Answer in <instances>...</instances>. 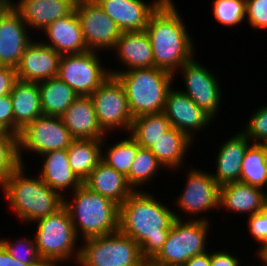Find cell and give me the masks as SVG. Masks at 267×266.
<instances>
[{
	"mask_svg": "<svg viewBox=\"0 0 267 266\" xmlns=\"http://www.w3.org/2000/svg\"><path fill=\"white\" fill-rule=\"evenodd\" d=\"M42 114L60 116L79 96L58 77L38 82Z\"/></svg>",
	"mask_w": 267,
	"mask_h": 266,
	"instance_id": "f546056e",
	"label": "cell"
},
{
	"mask_svg": "<svg viewBox=\"0 0 267 266\" xmlns=\"http://www.w3.org/2000/svg\"><path fill=\"white\" fill-rule=\"evenodd\" d=\"M266 167H267V144H266Z\"/></svg>",
	"mask_w": 267,
	"mask_h": 266,
	"instance_id": "681fc988",
	"label": "cell"
},
{
	"mask_svg": "<svg viewBox=\"0 0 267 266\" xmlns=\"http://www.w3.org/2000/svg\"><path fill=\"white\" fill-rule=\"evenodd\" d=\"M83 184L117 203L119 206L134 192L126 177L101 161L83 181Z\"/></svg>",
	"mask_w": 267,
	"mask_h": 266,
	"instance_id": "4316f807",
	"label": "cell"
},
{
	"mask_svg": "<svg viewBox=\"0 0 267 266\" xmlns=\"http://www.w3.org/2000/svg\"><path fill=\"white\" fill-rule=\"evenodd\" d=\"M118 60L124 70L155 67L152 46L145 30L121 32L114 48Z\"/></svg>",
	"mask_w": 267,
	"mask_h": 266,
	"instance_id": "cb8c5ba5",
	"label": "cell"
},
{
	"mask_svg": "<svg viewBox=\"0 0 267 266\" xmlns=\"http://www.w3.org/2000/svg\"><path fill=\"white\" fill-rule=\"evenodd\" d=\"M41 156L43 164L38 176L51 189L67 196L66 192L71 193L83 184L70 167L67 149L49 151Z\"/></svg>",
	"mask_w": 267,
	"mask_h": 266,
	"instance_id": "603a6c76",
	"label": "cell"
},
{
	"mask_svg": "<svg viewBox=\"0 0 267 266\" xmlns=\"http://www.w3.org/2000/svg\"><path fill=\"white\" fill-rule=\"evenodd\" d=\"M84 42L90 51H111L121 30L95 0H82L75 5Z\"/></svg>",
	"mask_w": 267,
	"mask_h": 266,
	"instance_id": "4fadbf2b",
	"label": "cell"
},
{
	"mask_svg": "<svg viewBox=\"0 0 267 266\" xmlns=\"http://www.w3.org/2000/svg\"><path fill=\"white\" fill-rule=\"evenodd\" d=\"M182 266H210V252L206 251L197 254L187 260Z\"/></svg>",
	"mask_w": 267,
	"mask_h": 266,
	"instance_id": "f6af8a7d",
	"label": "cell"
},
{
	"mask_svg": "<svg viewBox=\"0 0 267 266\" xmlns=\"http://www.w3.org/2000/svg\"><path fill=\"white\" fill-rule=\"evenodd\" d=\"M21 165L19 136L0 132V187L5 179Z\"/></svg>",
	"mask_w": 267,
	"mask_h": 266,
	"instance_id": "e575fe53",
	"label": "cell"
},
{
	"mask_svg": "<svg viewBox=\"0 0 267 266\" xmlns=\"http://www.w3.org/2000/svg\"><path fill=\"white\" fill-rule=\"evenodd\" d=\"M98 51L61 55L57 77L79 96H90L110 75Z\"/></svg>",
	"mask_w": 267,
	"mask_h": 266,
	"instance_id": "9c48e42d",
	"label": "cell"
},
{
	"mask_svg": "<svg viewBox=\"0 0 267 266\" xmlns=\"http://www.w3.org/2000/svg\"><path fill=\"white\" fill-rule=\"evenodd\" d=\"M265 194L264 189L245 183H227L220 186L219 209L251 216L265 208Z\"/></svg>",
	"mask_w": 267,
	"mask_h": 266,
	"instance_id": "d4e9b609",
	"label": "cell"
},
{
	"mask_svg": "<svg viewBox=\"0 0 267 266\" xmlns=\"http://www.w3.org/2000/svg\"><path fill=\"white\" fill-rule=\"evenodd\" d=\"M42 32L48 39L42 42L60 55L88 51L75 9L69 15L49 24Z\"/></svg>",
	"mask_w": 267,
	"mask_h": 266,
	"instance_id": "44dd1931",
	"label": "cell"
},
{
	"mask_svg": "<svg viewBox=\"0 0 267 266\" xmlns=\"http://www.w3.org/2000/svg\"><path fill=\"white\" fill-rule=\"evenodd\" d=\"M247 219L250 235L262 246L267 241V209L264 208L259 213L248 216Z\"/></svg>",
	"mask_w": 267,
	"mask_h": 266,
	"instance_id": "ab89813d",
	"label": "cell"
},
{
	"mask_svg": "<svg viewBox=\"0 0 267 266\" xmlns=\"http://www.w3.org/2000/svg\"><path fill=\"white\" fill-rule=\"evenodd\" d=\"M25 165L14 170L1 187L4 199L22 223L36 220L57 212L64 206V196L51 189L38 176L28 177Z\"/></svg>",
	"mask_w": 267,
	"mask_h": 266,
	"instance_id": "3957f363",
	"label": "cell"
},
{
	"mask_svg": "<svg viewBox=\"0 0 267 266\" xmlns=\"http://www.w3.org/2000/svg\"><path fill=\"white\" fill-rule=\"evenodd\" d=\"M102 10L124 31H143L152 13L164 0H95Z\"/></svg>",
	"mask_w": 267,
	"mask_h": 266,
	"instance_id": "ac0fdd59",
	"label": "cell"
},
{
	"mask_svg": "<svg viewBox=\"0 0 267 266\" xmlns=\"http://www.w3.org/2000/svg\"><path fill=\"white\" fill-rule=\"evenodd\" d=\"M90 97L99 125L107 134L117 129L130 132L133 116L125 89L115 76L106 79Z\"/></svg>",
	"mask_w": 267,
	"mask_h": 266,
	"instance_id": "30bf717a",
	"label": "cell"
},
{
	"mask_svg": "<svg viewBox=\"0 0 267 266\" xmlns=\"http://www.w3.org/2000/svg\"><path fill=\"white\" fill-rule=\"evenodd\" d=\"M11 5L20 13L28 28L42 31L52 22L69 15L76 3L73 0H18Z\"/></svg>",
	"mask_w": 267,
	"mask_h": 266,
	"instance_id": "d6986e66",
	"label": "cell"
},
{
	"mask_svg": "<svg viewBox=\"0 0 267 266\" xmlns=\"http://www.w3.org/2000/svg\"><path fill=\"white\" fill-rule=\"evenodd\" d=\"M76 4L78 3V2H80V1H82V0H73Z\"/></svg>",
	"mask_w": 267,
	"mask_h": 266,
	"instance_id": "f907efd6",
	"label": "cell"
},
{
	"mask_svg": "<svg viewBox=\"0 0 267 266\" xmlns=\"http://www.w3.org/2000/svg\"><path fill=\"white\" fill-rule=\"evenodd\" d=\"M251 144L252 142L240 129L239 132H236L228 140H225L220 146L215 157L216 173H211L212 177L220 186L240 181L243 158Z\"/></svg>",
	"mask_w": 267,
	"mask_h": 266,
	"instance_id": "7402d4cb",
	"label": "cell"
},
{
	"mask_svg": "<svg viewBox=\"0 0 267 266\" xmlns=\"http://www.w3.org/2000/svg\"><path fill=\"white\" fill-rule=\"evenodd\" d=\"M267 192L266 144H251L245 152L240 181ZM264 187V188H263Z\"/></svg>",
	"mask_w": 267,
	"mask_h": 266,
	"instance_id": "1f68e13d",
	"label": "cell"
},
{
	"mask_svg": "<svg viewBox=\"0 0 267 266\" xmlns=\"http://www.w3.org/2000/svg\"><path fill=\"white\" fill-rule=\"evenodd\" d=\"M178 71H181L185 81L186 89L181 91L214 120L219 114L223 95L218 77L194 58Z\"/></svg>",
	"mask_w": 267,
	"mask_h": 266,
	"instance_id": "5bb4252c",
	"label": "cell"
},
{
	"mask_svg": "<svg viewBox=\"0 0 267 266\" xmlns=\"http://www.w3.org/2000/svg\"><path fill=\"white\" fill-rule=\"evenodd\" d=\"M0 266H29L23 262L14 259L5 247L0 243Z\"/></svg>",
	"mask_w": 267,
	"mask_h": 266,
	"instance_id": "ee69618b",
	"label": "cell"
},
{
	"mask_svg": "<svg viewBox=\"0 0 267 266\" xmlns=\"http://www.w3.org/2000/svg\"><path fill=\"white\" fill-rule=\"evenodd\" d=\"M231 254L227 250L210 252V266H241L240 259Z\"/></svg>",
	"mask_w": 267,
	"mask_h": 266,
	"instance_id": "7bdbcfd3",
	"label": "cell"
},
{
	"mask_svg": "<svg viewBox=\"0 0 267 266\" xmlns=\"http://www.w3.org/2000/svg\"><path fill=\"white\" fill-rule=\"evenodd\" d=\"M265 208L267 209V192L265 194Z\"/></svg>",
	"mask_w": 267,
	"mask_h": 266,
	"instance_id": "c3c4849f",
	"label": "cell"
},
{
	"mask_svg": "<svg viewBox=\"0 0 267 266\" xmlns=\"http://www.w3.org/2000/svg\"><path fill=\"white\" fill-rule=\"evenodd\" d=\"M29 238V239H28ZM14 242V243H13ZM0 243L5 247L9 254L20 262L29 266H44L45 263L38 253L34 238L22 237L16 240H10L7 237L0 238Z\"/></svg>",
	"mask_w": 267,
	"mask_h": 266,
	"instance_id": "d590c367",
	"label": "cell"
},
{
	"mask_svg": "<svg viewBox=\"0 0 267 266\" xmlns=\"http://www.w3.org/2000/svg\"><path fill=\"white\" fill-rule=\"evenodd\" d=\"M194 144L186 134L172 127L150 148L165 170L176 171L185 164L184 159L190 146ZM181 167V168H180Z\"/></svg>",
	"mask_w": 267,
	"mask_h": 266,
	"instance_id": "83f0119b",
	"label": "cell"
},
{
	"mask_svg": "<svg viewBox=\"0 0 267 266\" xmlns=\"http://www.w3.org/2000/svg\"><path fill=\"white\" fill-rule=\"evenodd\" d=\"M34 239L38 253L45 264L77 263L80 246L68 210L63 206L57 212L34 222ZM78 246V247H77Z\"/></svg>",
	"mask_w": 267,
	"mask_h": 266,
	"instance_id": "8992f818",
	"label": "cell"
},
{
	"mask_svg": "<svg viewBox=\"0 0 267 266\" xmlns=\"http://www.w3.org/2000/svg\"><path fill=\"white\" fill-rule=\"evenodd\" d=\"M33 39L16 67L18 80L41 82L57 77L61 55L42 41Z\"/></svg>",
	"mask_w": 267,
	"mask_h": 266,
	"instance_id": "e0dca14e",
	"label": "cell"
},
{
	"mask_svg": "<svg viewBox=\"0 0 267 266\" xmlns=\"http://www.w3.org/2000/svg\"><path fill=\"white\" fill-rule=\"evenodd\" d=\"M104 147L106 149L102 151V161L127 177L140 148L135 139L128 133L124 139Z\"/></svg>",
	"mask_w": 267,
	"mask_h": 266,
	"instance_id": "d6a6232c",
	"label": "cell"
},
{
	"mask_svg": "<svg viewBox=\"0 0 267 266\" xmlns=\"http://www.w3.org/2000/svg\"><path fill=\"white\" fill-rule=\"evenodd\" d=\"M172 88L167 93L163 113L170 121L172 127L186 134L192 141H195L194 135L200 131L204 132L203 130H206V126L209 127L213 123V119L182 92L181 89Z\"/></svg>",
	"mask_w": 267,
	"mask_h": 266,
	"instance_id": "9a60e30c",
	"label": "cell"
},
{
	"mask_svg": "<svg viewBox=\"0 0 267 266\" xmlns=\"http://www.w3.org/2000/svg\"><path fill=\"white\" fill-rule=\"evenodd\" d=\"M12 0H0V15L8 8Z\"/></svg>",
	"mask_w": 267,
	"mask_h": 266,
	"instance_id": "7dc6e473",
	"label": "cell"
},
{
	"mask_svg": "<svg viewBox=\"0 0 267 266\" xmlns=\"http://www.w3.org/2000/svg\"><path fill=\"white\" fill-rule=\"evenodd\" d=\"M106 140H108L106 137L103 140H74L67 149L70 167L82 182L102 161Z\"/></svg>",
	"mask_w": 267,
	"mask_h": 266,
	"instance_id": "f1b7e54d",
	"label": "cell"
},
{
	"mask_svg": "<svg viewBox=\"0 0 267 266\" xmlns=\"http://www.w3.org/2000/svg\"><path fill=\"white\" fill-rule=\"evenodd\" d=\"M252 113L242 132L253 144H267V104Z\"/></svg>",
	"mask_w": 267,
	"mask_h": 266,
	"instance_id": "74e56055",
	"label": "cell"
},
{
	"mask_svg": "<svg viewBox=\"0 0 267 266\" xmlns=\"http://www.w3.org/2000/svg\"><path fill=\"white\" fill-rule=\"evenodd\" d=\"M167 205L142 188L119 206V231L138 243L147 262L166 242L174 221L184 218L183 213L177 214Z\"/></svg>",
	"mask_w": 267,
	"mask_h": 266,
	"instance_id": "6da1fadb",
	"label": "cell"
},
{
	"mask_svg": "<svg viewBox=\"0 0 267 266\" xmlns=\"http://www.w3.org/2000/svg\"><path fill=\"white\" fill-rule=\"evenodd\" d=\"M17 80L15 68L0 66V97L10 94Z\"/></svg>",
	"mask_w": 267,
	"mask_h": 266,
	"instance_id": "b9f144b4",
	"label": "cell"
},
{
	"mask_svg": "<svg viewBox=\"0 0 267 266\" xmlns=\"http://www.w3.org/2000/svg\"><path fill=\"white\" fill-rule=\"evenodd\" d=\"M186 177L184 189L174 200V205L179 207L177 210L185 213L184 215L192 216L190 220L210 221L208 217L200 215L210 210H219L220 185L212 177L211 172L193 166L187 171Z\"/></svg>",
	"mask_w": 267,
	"mask_h": 266,
	"instance_id": "8fae6325",
	"label": "cell"
},
{
	"mask_svg": "<svg viewBox=\"0 0 267 266\" xmlns=\"http://www.w3.org/2000/svg\"><path fill=\"white\" fill-rule=\"evenodd\" d=\"M83 243V244H82ZM76 266H145L136 241L120 231L82 240Z\"/></svg>",
	"mask_w": 267,
	"mask_h": 266,
	"instance_id": "ba28073f",
	"label": "cell"
},
{
	"mask_svg": "<svg viewBox=\"0 0 267 266\" xmlns=\"http://www.w3.org/2000/svg\"><path fill=\"white\" fill-rule=\"evenodd\" d=\"M246 17L251 28L267 30V0H246Z\"/></svg>",
	"mask_w": 267,
	"mask_h": 266,
	"instance_id": "f35d334b",
	"label": "cell"
},
{
	"mask_svg": "<svg viewBox=\"0 0 267 266\" xmlns=\"http://www.w3.org/2000/svg\"><path fill=\"white\" fill-rule=\"evenodd\" d=\"M174 0H164L152 13L144 29L152 46L154 65L177 76L195 53L194 40Z\"/></svg>",
	"mask_w": 267,
	"mask_h": 266,
	"instance_id": "7a4b0ae2",
	"label": "cell"
},
{
	"mask_svg": "<svg viewBox=\"0 0 267 266\" xmlns=\"http://www.w3.org/2000/svg\"><path fill=\"white\" fill-rule=\"evenodd\" d=\"M20 13L10 4L0 15V66L15 68L33 40Z\"/></svg>",
	"mask_w": 267,
	"mask_h": 266,
	"instance_id": "2e32d148",
	"label": "cell"
},
{
	"mask_svg": "<svg viewBox=\"0 0 267 266\" xmlns=\"http://www.w3.org/2000/svg\"><path fill=\"white\" fill-rule=\"evenodd\" d=\"M14 114V135L42 116L38 83L17 80L10 93Z\"/></svg>",
	"mask_w": 267,
	"mask_h": 266,
	"instance_id": "484cf974",
	"label": "cell"
},
{
	"mask_svg": "<svg viewBox=\"0 0 267 266\" xmlns=\"http://www.w3.org/2000/svg\"><path fill=\"white\" fill-rule=\"evenodd\" d=\"M70 196H73L72 199L64 196V207L69 212L79 240L119 231V205L117 203L93 192L84 184L71 192Z\"/></svg>",
	"mask_w": 267,
	"mask_h": 266,
	"instance_id": "277c9868",
	"label": "cell"
},
{
	"mask_svg": "<svg viewBox=\"0 0 267 266\" xmlns=\"http://www.w3.org/2000/svg\"><path fill=\"white\" fill-rule=\"evenodd\" d=\"M213 16L224 26H240L246 20V0H214Z\"/></svg>",
	"mask_w": 267,
	"mask_h": 266,
	"instance_id": "8d00e7d4",
	"label": "cell"
},
{
	"mask_svg": "<svg viewBox=\"0 0 267 266\" xmlns=\"http://www.w3.org/2000/svg\"><path fill=\"white\" fill-rule=\"evenodd\" d=\"M171 128V123L163 112L143 114L133 118L129 134L140 147L150 149Z\"/></svg>",
	"mask_w": 267,
	"mask_h": 266,
	"instance_id": "4dcf8cb0",
	"label": "cell"
},
{
	"mask_svg": "<svg viewBox=\"0 0 267 266\" xmlns=\"http://www.w3.org/2000/svg\"><path fill=\"white\" fill-rule=\"evenodd\" d=\"M61 119L75 140H103L108 137L99 125L90 96H78L61 115Z\"/></svg>",
	"mask_w": 267,
	"mask_h": 266,
	"instance_id": "ffe728a7",
	"label": "cell"
},
{
	"mask_svg": "<svg viewBox=\"0 0 267 266\" xmlns=\"http://www.w3.org/2000/svg\"><path fill=\"white\" fill-rule=\"evenodd\" d=\"M75 139L64 125L60 116L37 117L28 124L19 134V150L22 165H26L25 151L42 154L53 150L68 149ZM22 150V151H21Z\"/></svg>",
	"mask_w": 267,
	"mask_h": 266,
	"instance_id": "7c38bea8",
	"label": "cell"
},
{
	"mask_svg": "<svg viewBox=\"0 0 267 266\" xmlns=\"http://www.w3.org/2000/svg\"><path fill=\"white\" fill-rule=\"evenodd\" d=\"M109 72L123 85L133 118L163 112L174 74L156 67Z\"/></svg>",
	"mask_w": 267,
	"mask_h": 266,
	"instance_id": "5b68a950",
	"label": "cell"
},
{
	"mask_svg": "<svg viewBox=\"0 0 267 266\" xmlns=\"http://www.w3.org/2000/svg\"><path fill=\"white\" fill-rule=\"evenodd\" d=\"M44 266H56V265L45 264Z\"/></svg>",
	"mask_w": 267,
	"mask_h": 266,
	"instance_id": "816d5d0a",
	"label": "cell"
},
{
	"mask_svg": "<svg viewBox=\"0 0 267 266\" xmlns=\"http://www.w3.org/2000/svg\"><path fill=\"white\" fill-rule=\"evenodd\" d=\"M257 255L256 257H259L261 265L267 266V241L262 245L258 246V250L256 251Z\"/></svg>",
	"mask_w": 267,
	"mask_h": 266,
	"instance_id": "bcb514c9",
	"label": "cell"
},
{
	"mask_svg": "<svg viewBox=\"0 0 267 266\" xmlns=\"http://www.w3.org/2000/svg\"><path fill=\"white\" fill-rule=\"evenodd\" d=\"M0 132L14 134V114L10 94L0 97Z\"/></svg>",
	"mask_w": 267,
	"mask_h": 266,
	"instance_id": "60d3db41",
	"label": "cell"
},
{
	"mask_svg": "<svg viewBox=\"0 0 267 266\" xmlns=\"http://www.w3.org/2000/svg\"><path fill=\"white\" fill-rule=\"evenodd\" d=\"M162 168L150 149L140 147L126 177L127 182L134 191H140L144 184L146 186L155 179V175L157 176V172Z\"/></svg>",
	"mask_w": 267,
	"mask_h": 266,
	"instance_id": "836d02e7",
	"label": "cell"
},
{
	"mask_svg": "<svg viewBox=\"0 0 267 266\" xmlns=\"http://www.w3.org/2000/svg\"><path fill=\"white\" fill-rule=\"evenodd\" d=\"M209 228V221L176 219L166 242L148 265L182 266L193 256L208 251Z\"/></svg>",
	"mask_w": 267,
	"mask_h": 266,
	"instance_id": "52a82bcc",
	"label": "cell"
}]
</instances>
